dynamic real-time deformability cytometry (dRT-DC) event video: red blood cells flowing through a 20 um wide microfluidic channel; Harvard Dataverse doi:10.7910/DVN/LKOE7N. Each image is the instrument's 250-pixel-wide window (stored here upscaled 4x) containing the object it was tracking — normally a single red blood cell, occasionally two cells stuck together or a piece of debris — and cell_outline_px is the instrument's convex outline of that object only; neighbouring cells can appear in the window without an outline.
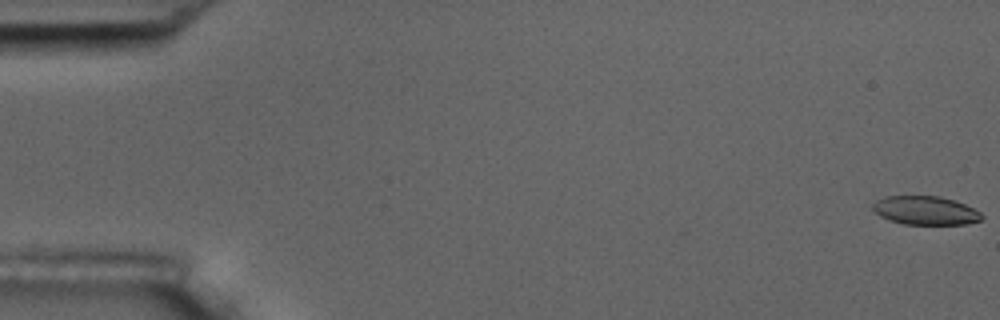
{"species": "common noctule bat (a hibernating species)", "species_latin": "Nyctalus noctula", "temperature_condition": "room temperature", "stored_images_in_passage": 9, "camera_frame_rate_fps": 3000, "um_per_image_px": 0.085, "animal": {"sex": "male", "body_mass_g": 17.5, "forearm_length_mm": 52.3}, "frame": {"image": 1, "passage_image": 1, "time_ms": 0.0, "image_size_px": [1000, 320], "cell_outline_px": [[984, 216], [980, 220], [968, 224], [904, 224], [888, 220], [880, 216], [872, 208], [872, 204], [876, 200], [884, 196], [940, 196], [964, 204], [980, 212]], "centroid_in_image_um": [78.63, 17.89], "position_along_channel_um": 6.4, "area_um2": 18.15}}
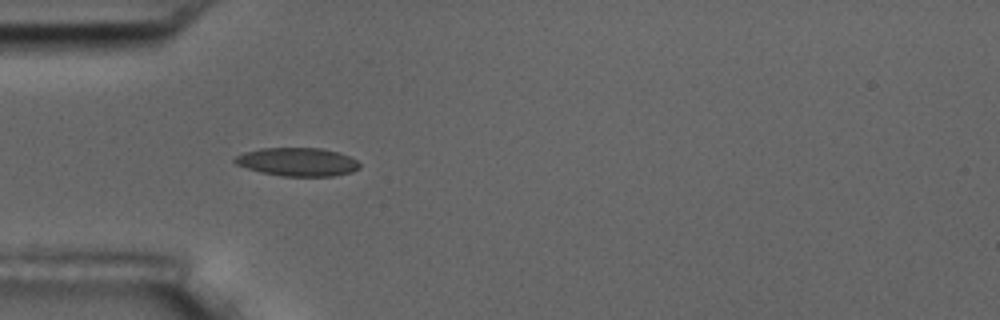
{"frame": {"image": 2, "passage_image": 6, "time_ms": 5.667, "image_size_px": [1000, 320], "cell_outline_px": [[360, 168], [352, 172], [332, 176], [280, 176], [260, 172], [236, 164], [232, 160], [236, 156], [244, 152], [260, 148], [320, 148], [336, 152], [348, 156], [356, 160], [360, 164]], "centroid_in_image_um": [25.27, 13.76], "position_along_channel_um": 59.7, "area_um2": 20.58}}
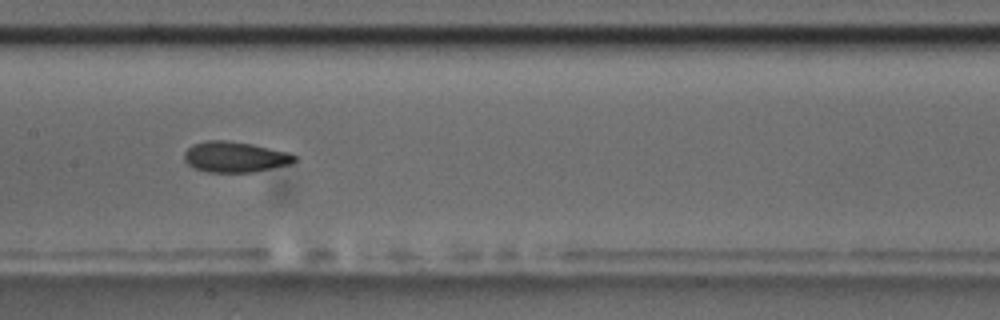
{"frame": {"image": 3, "passage_image": 9, "time_ms": 9.333, "image_size_px": [1000, 320], "cell_outline_px": [[296, 160], [292, 164], [252, 172], [208, 172], [196, 168], [188, 164], [184, 160], [184, 152], [192, 144], [208, 140], [224, 140], [252, 144], [288, 152], [296, 156]], "centroid_in_image_um": [19.97, 13.34], "position_along_channel_um": 187.4, "area_um2": 19.65}}